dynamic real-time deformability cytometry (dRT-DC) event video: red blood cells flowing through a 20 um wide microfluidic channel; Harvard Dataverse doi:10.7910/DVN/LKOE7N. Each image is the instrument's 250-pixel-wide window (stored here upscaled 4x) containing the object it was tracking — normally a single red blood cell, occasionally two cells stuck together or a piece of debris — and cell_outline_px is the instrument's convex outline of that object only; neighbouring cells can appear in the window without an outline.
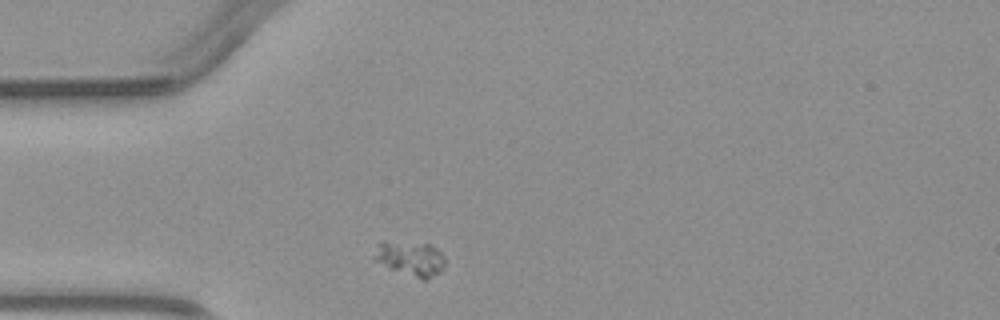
{"species": "common noctule bat (a hibernating species)", "species_latin": "Nyctalus noctula", "temperature_condition": "warm", "stored_images_in_passage": 2, "camera_frame_rate_fps": 3000, "um_per_image_px": 0.085, "animal": {"sex": "male", "body_mass_g": 23.1, "forearm_length_mm": 52.7}, "frame": {"image": 1, "passage_image": 1, "time_ms": 0.0, "image_size_px": [1000, 320], "cell_outline_px": [[444, 268], [440, 272], [428, 280], [424, 280], [388, 268], [372, 260], [372, 256], [376, 244], [380, 240], [384, 240], [432, 244], [444, 256]], "centroid_in_image_um": [34.82, 21.95], "position_along_channel_um": 50.2, "area_um2": 14.85}}
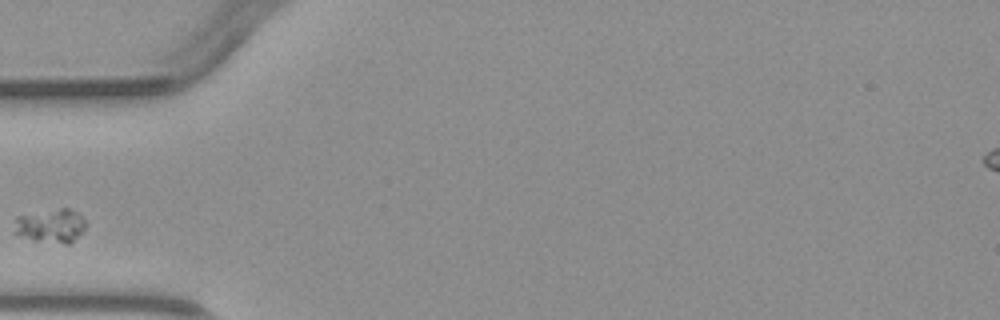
{"frame": {"image": 2, "passage_image": 2, "time_ms": 1.0, "image_size_px": [1000, 320], "cell_outline_px": [[84, 228], [72, 244], [64, 244], [36, 240], [16, 232], [16, 216], [60, 208], [68, 208], [80, 212], [84, 216]], "centroid_in_image_um": [4.41, 19.17], "position_along_channel_um": 80.6, "area_um2": 13.81}}